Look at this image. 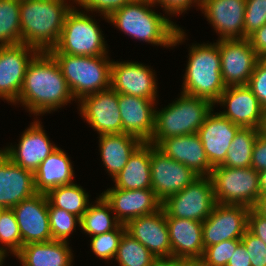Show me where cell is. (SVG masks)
I'll list each match as a JSON object with an SVG mask.
<instances>
[{
  "instance_id": "6da1fadb",
  "label": "cell",
  "mask_w": 266,
  "mask_h": 266,
  "mask_svg": "<svg viewBox=\"0 0 266 266\" xmlns=\"http://www.w3.org/2000/svg\"><path fill=\"white\" fill-rule=\"evenodd\" d=\"M74 100L55 59L49 52H38L26 69L17 104L37 117Z\"/></svg>"
},
{
  "instance_id": "7a4b0ae2",
  "label": "cell",
  "mask_w": 266,
  "mask_h": 266,
  "mask_svg": "<svg viewBox=\"0 0 266 266\" xmlns=\"http://www.w3.org/2000/svg\"><path fill=\"white\" fill-rule=\"evenodd\" d=\"M156 5L151 0H134L108 17V23L140 42L162 47H176L185 42L186 33L166 14L156 13Z\"/></svg>"
},
{
  "instance_id": "3957f363",
  "label": "cell",
  "mask_w": 266,
  "mask_h": 266,
  "mask_svg": "<svg viewBox=\"0 0 266 266\" xmlns=\"http://www.w3.org/2000/svg\"><path fill=\"white\" fill-rule=\"evenodd\" d=\"M66 1L20 0L21 43L39 52L54 48L60 39L66 15L73 7Z\"/></svg>"
},
{
  "instance_id": "277c9868",
  "label": "cell",
  "mask_w": 266,
  "mask_h": 266,
  "mask_svg": "<svg viewBox=\"0 0 266 266\" xmlns=\"http://www.w3.org/2000/svg\"><path fill=\"white\" fill-rule=\"evenodd\" d=\"M180 93L210 100L213 104L227 88L221 74L219 40L192 44Z\"/></svg>"
},
{
  "instance_id": "5b68a950",
  "label": "cell",
  "mask_w": 266,
  "mask_h": 266,
  "mask_svg": "<svg viewBox=\"0 0 266 266\" xmlns=\"http://www.w3.org/2000/svg\"><path fill=\"white\" fill-rule=\"evenodd\" d=\"M214 107L210 100L181 93L165 108L155 110L154 131L148 142L157 146L168 137L197 133Z\"/></svg>"
},
{
  "instance_id": "8992f818",
  "label": "cell",
  "mask_w": 266,
  "mask_h": 266,
  "mask_svg": "<svg viewBox=\"0 0 266 266\" xmlns=\"http://www.w3.org/2000/svg\"><path fill=\"white\" fill-rule=\"evenodd\" d=\"M76 100L110 88L112 60L108 55L76 56L50 53Z\"/></svg>"
},
{
  "instance_id": "52a82bcc",
  "label": "cell",
  "mask_w": 266,
  "mask_h": 266,
  "mask_svg": "<svg viewBox=\"0 0 266 266\" xmlns=\"http://www.w3.org/2000/svg\"><path fill=\"white\" fill-rule=\"evenodd\" d=\"M92 17L73 6L66 15L57 45L48 52L76 56L107 55L103 31Z\"/></svg>"
},
{
  "instance_id": "ba28073f",
  "label": "cell",
  "mask_w": 266,
  "mask_h": 266,
  "mask_svg": "<svg viewBox=\"0 0 266 266\" xmlns=\"http://www.w3.org/2000/svg\"><path fill=\"white\" fill-rule=\"evenodd\" d=\"M209 177L216 203L253 208L260 196L258 171L252 167L232 168L218 165L213 167Z\"/></svg>"
},
{
  "instance_id": "9c48e42d",
  "label": "cell",
  "mask_w": 266,
  "mask_h": 266,
  "mask_svg": "<svg viewBox=\"0 0 266 266\" xmlns=\"http://www.w3.org/2000/svg\"><path fill=\"white\" fill-rule=\"evenodd\" d=\"M216 200L209 176H199L182 191L162 202L165 217L203 222L212 213Z\"/></svg>"
},
{
  "instance_id": "30bf717a",
  "label": "cell",
  "mask_w": 266,
  "mask_h": 266,
  "mask_svg": "<svg viewBox=\"0 0 266 266\" xmlns=\"http://www.w3.org/2000/svg\"><path fill=\"white\" fill-rule=\"evenodd\" d=\"M250 208L243 205L216 203L212 213L202 222L204 249L227 240H241L248 228Z\"/></svg>"
},
{
  "instance_id": "8fae6325",
  "label": "cell",
  "mask_w": 266,
  "mask_h": 266,
  "mask_svg": "<svg viewBox=\"0 0 266 266\" xmlns=\"http://www.w3.org/2000/svg\"><path fill=\"white\" fill-rule=\"evenodd\" d=\"M39 51L24 43L0 46V98L16 105L25 72Z\"/></svg>"
},
{
  "instance_id": "7c38bea8",
  "label": "cell",
  "mask_w": 266,
  "mask_h": 266,
  "mask_svg": "<svg viewBox=\"0 0 266 266\" xmlns=\"http://www.w3.org/2000/svg\"><path fill=\"white\" fill-rule=\"evenodd\" d=\"M199 176L151 144V189L162 203L182 191Z\"/></svg>"
},
{
  "instance_id": "4fadbf2b",
  "label": "cell",
  "mask_w": 266,
  "mask_h": 266,
  "mask_svg": "<svg viewBox=\"0 0 266 266\" xmlns=\"http://www.w3.org/2000/svg\"><path fill=\"white\" fill-rule=\"evenodd\" d=\"M77 102L81 117L98 135L122 133L118 93L113 88L87 95Z\"/></svg>"
},
{
  "instance_id": "5bb4252c",
  "label": "cell",
  "mask_w": 266,
  "mask_h": 266,
  "mask_svg": "<svg viewBox=\"0 0 266 266\" xmlns=\"http://www.w3.org/2000/svg\"><path fill=\"white\" fill-rule=\"evenodd\" d=\"M221 74L228 86L247 85L260 60L248 39L219 40Z\"/></svg>"
},
{
  "instance_id": "9a60e30c",
  "label": "cell",
  "mask_w": 266,
  "mask_h": 266,
  "mask_svg": "<svg viewBox=\"0 0 266 266\" xmlns=\"http://www.w3.org/2000/svg\"><path fill=\"white\" fill-rule=\"evenodd\" d=\"M143 63L112 61L110 87L117 93L132 95L157 102L156 72Z\"/></svg>"
},
{
  "instance_id": "2e32d148",
  "label": "cell",
  "mask_w": 266,
  "mask_h": 266,
  "mask_svg": "<svg viewBox=\"0 0 266 266\" xmlns=\"http://www.w3.org/2000/svg\"><path fill=\"white\" fill-rule=\"evenodd\" d=\"M46 194L36 193L22 200L12 210L19 226L22 246L52 241Z\"/></svg>"
},
{
  "instance_id": "e0dca14e",
  "label": "cell",
  "mask_w": 266,
  "mask_h": 266,
  "mask_svg": "<svg viewBox=\"0 0 266 266\" xmlns=\"http://www.w3.org/2000/svg\"><path fill=\"white\" fill-rule=\"evenodd\" d=\"M215 104L226 107L219 113L235 125L261 128L264 108L247 85L228 86Z\"/></svg>"
},
{
  "instance_id": "ac0fdd59",
  "label": "cell",
  "mask_w": 266,
  "mask_h": 266,
  "mask_svg": "<svg viewBox=\"0 0 266 266\" xmlns=\"http://www.w3.org/2000/svg\"><path fill=\"white\" fill-rule=\"evenodd\" d=\"M39 120H34L22 132L19 144L10 145L1 151L18 166L33 173L38 166L58 147L51 143Z\"/></svg>"
},
{
  "instance_id": "d6986e66",
  "label": "cell",
  "mask_w": 266,
  "mask_h": 266,
  "mask_svg": "<svg viewBox=\"0 0 266 266\" xmlns=\"http://www.w3.org/2000/svg\"><path fill=\"white\" fill-rule=\"evenodd\" d=\"M200 11L222 39H243L246 0H201Z\"/></svg>"
},
{
  "instance_id": "ffe728a7",
  "label": "cell",
  "mask_w": 266,
  "mask_h": 266,
  "mask_svg": "<svg viewBox=\"0 0 266 266\" xmlns=\"http://www.w3.org/2000/svg\"><path fill=\"white\" fill-rule=\"evenodd\" d=\"M101 195L111 205L114 216L121 224L155 213L162 205L152 189L126 190L112 187Z\"/></svg>"
},
{
  "instance_id": "44dd1931",
  "label": "cell",
  "mask_w": 266,
  "mask_h": 266,
  "mask_svg": "<svg viewBox=\"0 0 266 266\" xmlns=\"http://www.w3.org/2000/svg\"><path fill=\"white\" fill-rule=\"evenodd\" d=\"M125 227L126 232L137 239L156 258L172 257L168 225L162 207L155 213L129 220Z\"/></svg>"
},
{
  "instance_id": "7402d4cb",
  "label": "cell",
  "mask_w": 266,
  "mask_h": 266,
  "mask_svg": "<svg viewBox=\"0 0 266 266\" xmlns=\"http://www.w3.org/2000/svg\"><path fill=\"white\" fill-rule=\"evenodd\" d=\"M36 193L34 173L18 166L0 150V208L12 209Z\"/></svg>"
},
{
  "instance_id": "603a6c76",
  "label": "cell",
  "mask_w": 266,
  "mask_h": 266,
  "mask_svg": "<svg viewBox=\"0 0 266 266\" xmlns=\"http://www.w3.org/2000/svg\"><path fill=\"white\" fill-rule=\"evenodd\" d=\"M240 128L219 112L214 113V109L205 118L197 134L213 167L225 160L228 148Z\"/></svg>"
},
{
  "instance_id": "cb8c5ba5",
  "label": "cell",
  "mask_w": 266,
  "mask_h": 266,
  "mask_svg": "<svg viewBox=\"0 0 266 266\" xmlns=\"http://www.w3.org/2000/svg\"><path fill=\"white\" fill-rule=\"evenodd\" d=\"M118 103L122 119V133L148 142L154 131L156 101L118 93Z\"/></svg>"
},
{
  "instance_id": "d4e9b609",
  "label": "cell",
  "mask_w": 266,
  "mask_h": 266,
  "mask_svg": "<svg viewBox=\"0 0 266 266\" xmlns=\"http://www.w3.org/2000/svg\"><path fill=\"white\" fill-rule=\"evenodd\" d=\"M156 147L166 156L186 165L198 176H209L213 169L197 133L168 137Z\"/></svg>"
},
{
  "instance_id": "484cf974",
  "label": "cell",
  "mask_w": 266,
  "mask_h": 266,
  "mask_svg": "<svg viewBox=\"0 0 266 266\" xmlns=\"http://www.w3.org/2000/svg\"><path fill=\"white\" fill-rule=\"evenodd\" d=\"M172 256L181 260L201 259L204 252L202 222L165 217Z\"/></svg>"
},
{
  "instance_id": "4316f807",
  "label": "cell",
  "mask_w": 266,
  "mask_h": 266,
  "mask_svg": "<svg viewBox=\"0 0 266 266\" xmlns=\"http://www.w3.org/2000/svg\"><path fill=\"white\" fill-rule=\"evenodd\" d=\"M72 166L67 153L58 147L34 172L37 193L47 194L59 186L73 184L75 173Z\"/></svg>"
},
{
  "instance_id": "83f0119b",
  "label": "cell",
  "mask_w": 266,
  "mask_h": 266,
  "mask_svg": "<svg viewBox=\"0 0 266 266\" xmlns=\"http://www.w3.org/2000/svg\"><path fill=\"white\" fill-rule=\"evenodd\" d=\"M97 138L101 160L112 179L121 172L132 153L143 143L138 137L127 133L102 134Z\"/></svg>"
},
{
  "instance_id": "f1b7e54d",
  "label": "cell",
  "mask_w": 266,
  "mask_h": 266,
  "mask_svg": "<svg viewBox=\"0 0 266 266\" xmlns=\"http://www.w3.org/2000/svg\"><path fill=\"white\" fill-rule=\"evenodd\" d=\"M26 266H73V253L69 241L52 240L25 244L14 255Z\"/></svg>"
},
{
  "instance_id": "f546056e",
  "label": "cell",
  "mask_w": 266,
  "mask_h": 266,
  "mask_svg": "<svg viewBox=\"0 0 266 266\" xmlns=\"http://www.w3.org/2000/svg\"><path fill=\"white\" fill-rule=\"evenodd\" d=\"M112 181L115 183V188L151 189V143L143 142Z\"/></svg>"
},
{
  "instance_id": "4dcf8cb0",
  "label": "cell",
  "mask_w": 266,
  "mask_h": 266,
  "mask_svg": "<svg viewBox=\"0 0 266 266\" xmlns=\"http://www.w3.org/2000/svg\"><path fill=\"white\" fill-rule=\"evenodd\" d=\"M111 205L100 194L80 218V228L90 237L114 230L120 222L112 215ZM112 215V216H111Z\"/></svg>"
},
{
  "instance_id": "1f68e13d",
  "label": "cell",
  "mask_w": 266,
  "mask_h": 266,
  "mask_svg": "<svg viewBox=\"0 0 266 266\" xmlns=\"http://www.w3.org/2000/svg\"><path fill=\"white\" fill-rule=\"evenodd\" d=\"M259 133L260 129L240 128L228 148L225 160L220 166L232 168L251 167L254 143Z\"/></svg>"
},
{
  "instance_id": "d6a6232c",
  "label": "cell",
  "mask_w": 266,
  "mask_h": 266,
  "mask_svg": "<svg viewBox=\"0 0 266 266\" xmlns=\"http://www.w3.org/2000/svg\"><path fill=\"white\" fill-rule=\"evenodd\" d=\"M48 201L57 208L81 218L90 204L88 192L75 183L63 185L50 190L47 194Z\"/></svg>"
},
{
  "instance_id": "836d02e7",
  "label": "cell",
  "mask_w": 266,
  "mask_h": 266,
  "mask_svg": "<svg viewBox=\"0 0 266 266\" xmlns=\"http://www.w3.org/2000/svg\"><path fill=\"white\" fill-rule=\"evenodd\" d=\"M20 43V0H0V46Z\"/></svg>"
},
{
  "instance_id": "e575fe53",
  "label": "cell",
  "mask_w": 266,
  "mask_h": 266,
  "mask_svg": "<svg viewBox=\"0 0 266 266\" xmlns=\"http://www.w3.org/2000/svg\"><path fill=\"white\" fill-rule=\"evenodd\" d=\"M155 258L137 239L123 233L115 256L119 266H150Z\"/></svg>"
},
{
  "instance_id": "d590c367",
  "label": "cell",
  "mask_w": 266,
  "mask_h": 266,
  "mask_svg": "<svg viewBox=\"0 0 266 266\" xmlns=\"http://www.w3.org/2000/svg\"><path fill=\"white\" fill-rule=\"evenodd\" d=\"M0 243V254L3 257L8 256L7 253L15 255L22 248L19 226L12 209L0 210Z\"/></svg>"
},
{
  "instance_id": "8d00e7d4",
  "label": "cell",
  "mask_w": 266,
  "mask_h": 266,
  "mask_svg": "<svg viewBox=\"0 0 266 266\" xmlns=\"http://www.w3.org/2000/svg\"><path fill=\"white\" fill-rule=\"evenodd\" d=\"M48 214L52 239L68 242V237L80 227V218L48 203ZM78 224V225H77Z\"/></svg>"
},
{
  "instance_id": "74e56055",
  "label": "cell",
  "mask_w": 266,
  "mask_h": 266,
  "mask_svg": "<svg viewBox=\"0 0 266 266\" xmlns=\"http://www.w3.org/2000/svg\"><path fill=\"white\" fill-rule=\"evenodd\" d=\"M125 231V224L120 223L114 230L92 236L90 247L94 255L106 261L115 259L120 239Z\"/></svg>"
},
{
  "instance_id": "f35d334b",
  "label": "cell",
  "mask_w": 266,
  "mask_h": 266,
  "mask_svg": "<svg viewBox=\"0 0 266 266\" xmlns=\"http://www.w3.org/2000/svg\"><path fill=\"white\" fill-rule=\"evenodd\" d=\"M241 240H227L204 249L201 260L207 266H227Z\"/></svg>"
},
{
  "instance_id": "ab89813d",
  "label": "cell",
  "mask_w": 266,
  "mask_h": 266,
  "mask_svg": "<svg viewBox=\"0 0 266 266\" xmlns=\"http://www.w3.org/2000/svg\"><path fill=\"white\" fill-rule=\"evenodd\" d=\"M266 24V0H246L244 38Z\"/></svg>"
},
{
  "instance_id": "60d3db41",
  "label": "cell",
  "mask_w": 266,
  "mask_h": 266,
  "mask_svg": "<svg viewBox=\"0 0 266 266\" xmlns=\"http://www.w3.org/2000/svg\"><path fill=\"white\" fill-rule=\"evenodd\" d=\"M134 0H73L77 6H81L88 13L96 11L108 22V17L116 10L121 9Z\"/></svg>"
},
{
  "instance_id": "b9f144b4",
  "label": "cell",
  "mask_w": 266,
  "mask_h": 266,
  "mask_svg": "<svg viewBox=\"0 0 266 266\" xmlns=\"http://www.w3.org/2000/svg\"><path fill=\"white\" fill-rule=\"evenodd\" d=\"M241 242L244 244L251 261V266H266V244L248 229Z\"/></svg>"
},
{
  "instance_id": "7bdbcfd3",
  "label": "cell",
  "mask_w": 266,
  "mask_h": 266,
  "mask_svg": "<svg viewBox=\"0 0 266 266\" xmlns=\"http://www.w3.org/2000/svg\"><path fill=\"white\" fill-rule=\"evenodd\" d=\"M247 86L266 109V65L261 60L257 62Z\"/></svg>"
},
{
  "instance_id": "ee69618b",
  "label": "cell",
  "mask_w": 266,
  "mask_h": 266,
  "mask_svg": "<svg viewBox=\"0 0 266 266\" xmlns=\"http://www.w3.org/2000/svg\"><path fill=\"white\" fill-rule=\"evenodd\" d=\"M155 5L164 9L170 17L173 15H181L183 12L189 10L192 6L200 7L201 0H151ZM193 4V5H192Z\"/></svg>"
},
{
  "instance_id": "f6af8a7d",
  "label": "cell",
  "mask_w": 266,
  "mask_h": 266,
  "mask_svg": "<svg viewBox=\"0 0 266 266\" xmlns=\"http://www.w3.org/2000/svg\"><path fill=\"white\" fill-rule=\"evenodd\" d=\"M251 167L256 171L266 169V137L259 133L254 143Z\"/></svg>"
},
{
  "instance_id": "bcb514c9",
  "label": "cell",
  "mask_w": 266,
  "mask_h": 266,
  "mask_svg": "<svg viewBox=\"0 0 266 266\" xmlns=\"http://www.w3.org/2000/svg\"><path fill=\"white\" fill-rule=\"evenodd\" d=\"M247 229L266 244V218L259 215L253 208H250L248 213Z\"/></svg>"
},
{
  "instance_id": "7dc6e473",
  "label": "cell",
  "mask_w": 266,
  "mask_h": 266,
  "mask_svg": "<svg viewBox=\"0 0 266 266\" xmlns=\"http://www.w3.org/2000/svg\"><path fill=\"white\" fill-rule=\"evenodd\" d=\"M259 58L266 55V24L247 38Z\"/></svg>"
},
{
  "instance_id": "c3c4849f",
  "label": "cell",
  "mask_w": 266,
  "mask_h": 266,
  "mask_svg": "<svg viewBox=\"0 0 266 266\" xmlns=\"http://www.w3.org/2000/svg\"><path fill=\"white\" fill-rule=\"evenodd\" d=\"M227 266H251L249 254L242 242L238 244Z\"/></svg>"
},
{
  "instance_id": "681fc988",
  "label": "cell",
  "mask_w": 266,
  "mask_h": 266,
  "mask_svg": "<svg viewBox=\"0 0 266 266\" xmlns=\"http://www.w3.org/2000/svg\"><path fill=\"white\" fill-rule=\"evenodd\" d=\"M150 266H181V259L175 257L155 258Z\"/></svg>"
},
{
  "instance_id": "f907efd6",
  "label": "cell",
  "mask_w": 266,
  "mask_h": 266,
  "mask_svg": "<svg viewBox=\"0 0 266 266\" xmlns=\"http://www.w3.org/2000/svg\"><path fill=\"white\" fill-rule=\"evenodd\" d=\"M253 209L261 216L266 218V194H260Z\"/></svg>"
},
{
  "instance_id": "816d5d0a",
  "label": "cell",
  "mask_w": 266,
  "mask_h": 266,
  "mask_svg": "<svg viewBox=\"0 0 266 266\" xmlns=\"http://www.w3.org/2000/svg\"><path fill=\"white\" fill-rule=\"evenodd\" d=\"M260 194H266V169L258 171Z\"/></svg>"
},
{
  "instance_id": "f5cc1de1",
  "label": "cell",
  "mask_w": 266,
  "mask_h": 266,
  "mask_svg": "<svg viewBox=\"0 0 266 266\" xmlns=\"http://www.w3.org/2000/svg\"><path fill=\"white\" fill-rule=\"evenodd\" d=\"M181 266H207L201 259L181 260Z\"/></svg>"
},
{
  "instance_id": "db71d44e",
  "label": "cell",
  "mask_w": 266,
  "mask_h": 266,
  "mask_svg": "<svg viewBox=\"0 0 266 266\" xmlns=\"http://www.w3.org/2000/svg\"><path fill=\"white\" fill-rule=\"evenodd\" d=\"M260 133L266 137V109H264L263 121L260 128Z\"/></svg>"
},
{
  "instance_id": "11a10c76",
  "label": "cell",
  "mask_w": 266,
  "mask_h": 266,
  "mask_svg": "<svg viewBox=\"0 0 266 266\" xmlns=\"http://www.w3.org/2000/svg\"><path fill=\"white\" fill-rule=\"evenodd\" d=\"M260 60L266 65V55L261 57Z\"/></svg>"
},
{
  "instance_id": "9f6ffc18",
  "label": "cell",
  "mask_w": 266,
  "mask_h": 266,
  "mask_svg": "<svg viewBox=\"0 0 266 266\" xmlns=\"http://www.w3.org/2000/svg\"><path fill=\"white\" fill-rule=\"evenodd\" d=\"M5 261V257L3 259H1L0 261V266H3V262Z\"/></svg>"
}]
</instances>
